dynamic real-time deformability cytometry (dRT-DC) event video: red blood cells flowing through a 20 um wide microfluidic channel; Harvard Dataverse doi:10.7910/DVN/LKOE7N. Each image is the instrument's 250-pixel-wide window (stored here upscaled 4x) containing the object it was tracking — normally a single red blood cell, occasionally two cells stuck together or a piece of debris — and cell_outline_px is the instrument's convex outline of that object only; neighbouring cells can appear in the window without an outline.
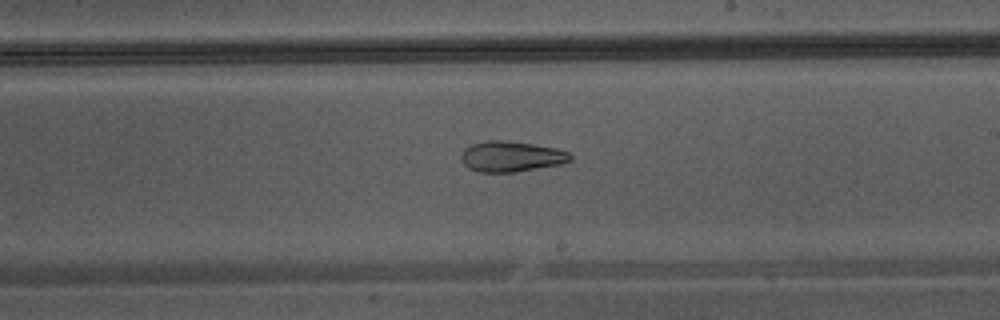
{"species": "Egyptian fruit bat (a non-hibernating species)", "species_latin": "Rousettus aegyptiacus", "temperature_condition": "warm", "stored_images_in_passage": 44, "camera_frame_rate_fps": 3000, "um_per_image_px": 0.085, "animal": {"sex": "male"}, "frame": {"image": 1, "passage_image": 26, "time_ms": 8.333, "image_size_px": [1000, 320], "cell_outline_px": [[572, 160], [560, 164], [516, 172], [480, 172], [468, 168], [460, 160], [460, 156], [464, 148], [472, 144], [484, 140], [504, 140], [532, 144], [556, 148], [568, 152], [572, 156]], "centroid_in_image_um": [43.42, 13.3], "position_along_channel_um": 245.6, "area_um2": 19.54}}